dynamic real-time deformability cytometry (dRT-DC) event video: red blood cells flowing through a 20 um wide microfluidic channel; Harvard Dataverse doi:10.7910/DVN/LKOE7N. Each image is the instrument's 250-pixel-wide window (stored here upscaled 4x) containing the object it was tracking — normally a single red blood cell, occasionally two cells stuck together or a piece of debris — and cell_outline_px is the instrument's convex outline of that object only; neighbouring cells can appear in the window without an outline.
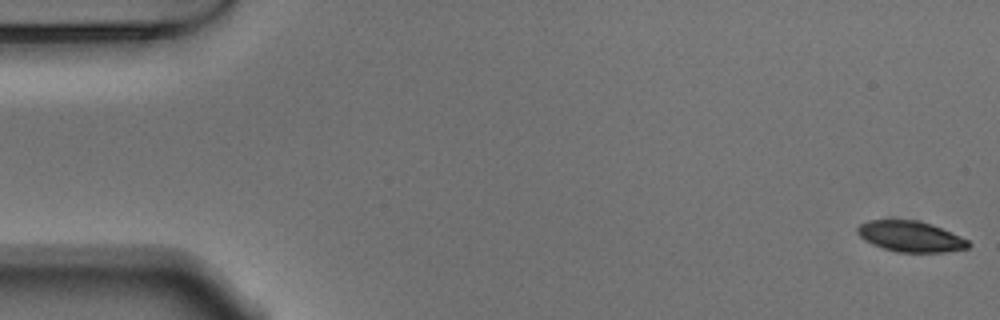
{"species": "Egyptian fruit bat (a non-hibernating species)", "species_latin": "Rousettus aegyptiacus", "temperature_condition": "warm", "stored_images_in_passage": 54, "camera_frame_rate_fps": 3000, "um_per_image_px": 0.085, "animal": {"sex": "male"}, "frame": {"image": 1, "passage_image": 1, "time_ms": 0.0, "image_size_px": [1000, 320], "cell_outline_px": [[972, 244], [968, 248], [944, 252], [896, 252], [872, 244], [864, 240], [856, 232], [856, 228], [860, 224], [868, 220], [916, 220], [932, 224], [960, 236], [968, 240]], "centroid_in_image_um": [77.39, 20.1], "position_along_channel_um": 7.6, "area_um2": 19.88}}
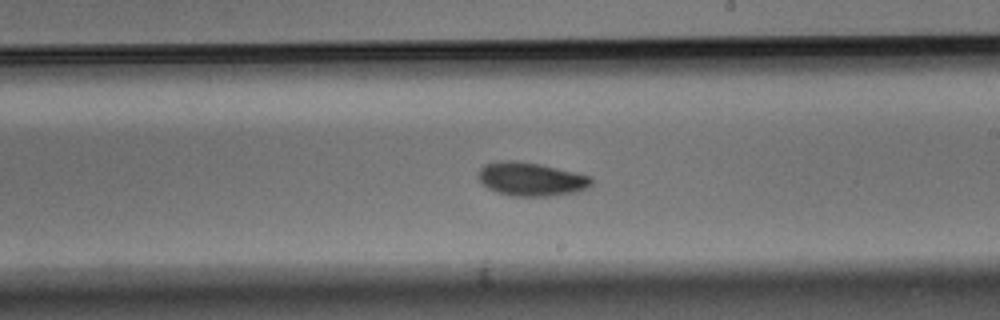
{"frame": {"image": 2, "passage_image": 31, "time_ms": 10.0, "image_size_px": [1000, 320], "cell_outline_px": [[592, 184], [588, 188], [576, 192], [548, 196], [512, 196], [496, 192], [488, 188], [480, 180], [476, 172], [484, 164], [496, 160], [516, 160], [540, 164], [576, 172], [592, 176]], "centroid_in_image_um": [45.13, 15.21], "position_along_channel_um": 243.9, "area_um2": 22.43}}
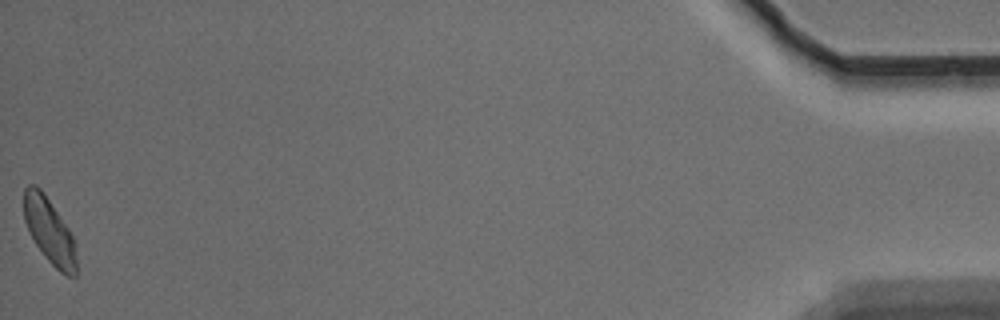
{"frame": {"image": 3, "passage_image": 54, "time_ms": 17.667, "image_size_px": [1000, 320], "cell_outline_px": [[76, 276], [68, 276], [60, 272], [48, 260], [36, 244], [24, 220], [24, 188], [28, 184], [36, 184], [44, 192], [68, 228], [72, 236], [76, 260]], "centroid_in_image_um": [4.18, 19.59], "position_along_channel_um": 431.0, "area_um2": 19.65}, "authors_computed_cell_mechanics": {"area_um2": 20.9525, "velocity_mm_per_s": 3.7351, "shape_relaxation_time_tau1_ms": 2.7799, "shape_relaxation_time_tau2_ms": 5.0102, "deformation_change_tau1": 0.0988, "deformation_change_tau2": 0.0873}}